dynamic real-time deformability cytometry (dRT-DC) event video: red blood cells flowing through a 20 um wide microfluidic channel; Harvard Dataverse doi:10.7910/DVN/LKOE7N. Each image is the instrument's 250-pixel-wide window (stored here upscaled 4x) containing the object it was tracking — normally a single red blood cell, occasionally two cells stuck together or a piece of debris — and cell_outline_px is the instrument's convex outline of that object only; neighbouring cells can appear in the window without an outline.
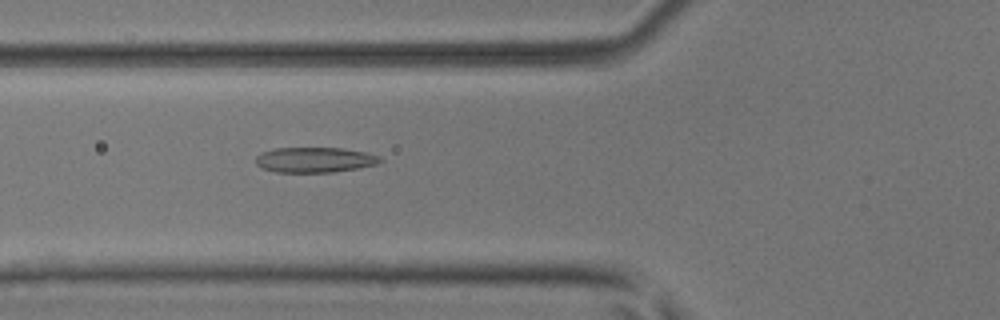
{"species": "common noctule bat (a hibernating species)", "species_latin": "Nyctalus noctula", "temperature_condition": "room temperature", "stored_images_in_passage": 39, "camera_frame_rate_fps": 3000, "um_per_image_px": 0.085, "animal": {"sex": "male", "body_mass_g": 17.9, "forearm_length_mm": 54.2}, "frame": {"image": 1, "passage_image": 6, "time_ms": 1.667, "image_size_px": [1000, 320], "cell_outline_px": [[384, 160], [376, 164], [356, 168], [332, 172], [276, 172], [260, 168], [256, 164], [256, 156], [260, 152], [276, 148], [344, 148], [368, 152], [380, 156]], "centroid_in_image_um": [26.74, 13.58], "position_along_channel_um": 99.1, "area_um2": 18.44}}
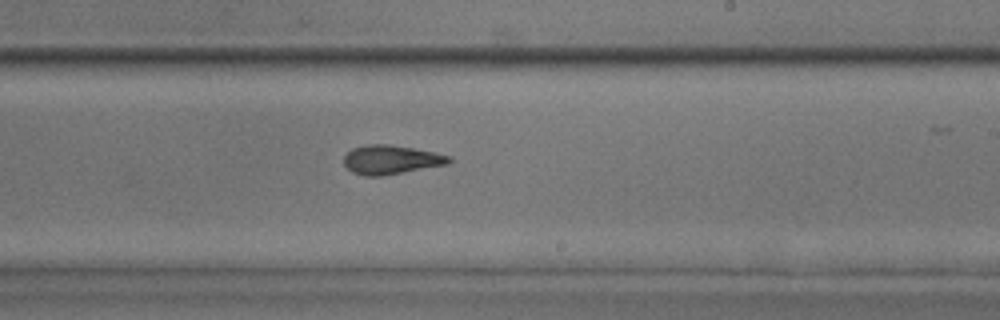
{"frame": {"image": 2, "passage_image": 18, "time_ms": 5.667, "image_size_px": [1000, 320], "cell_outline_px": [[452, 160], [448, 164], [380, 176], [364, 176], [352, 172], [344, 164], [344, 156], [352, 148], [364, 144], [388, 144], [412, 148], [452, 156]], "centroid_in_image_um": [33.21, 13.57], "position_along_channel_um": 255.8, "area_um2": 17.69}}
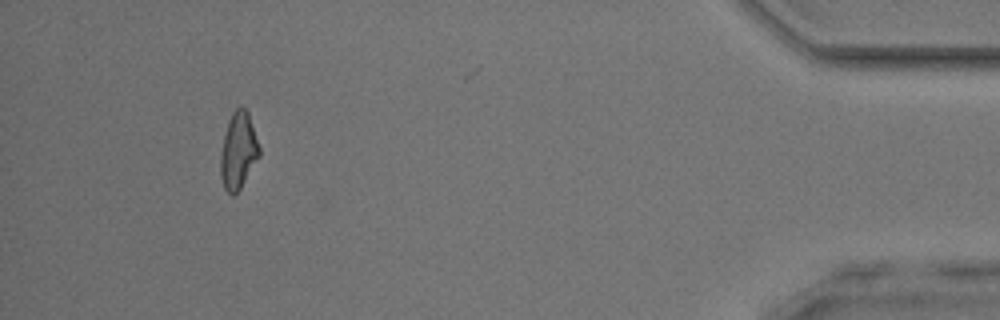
{"frame": {"image": 3, "passage_image": 35, "time_ms": 11.333, "image_size_px": [1000, 320], "cell_outline_px": [[260, 156], [240, 188], [232, 196], [224, 188], [220, 176], [220, 156], [224, 136], [228, 120], [232, 112], [236, 108], [244, 108], [248, 112], [260, 148]], "centroid_in_image_um": [20.25, 12.82], "position_along_channel_um": 415.0, "area_um2": 17.17}, "authors_computed_cell_mechanics": {"area_um2": 17.4556, "velocity_mm_per_s": 3.9264, "shape_relaxation_time_tau1_ms": 10.4343, "shape_relaxation_time_tau2_ms": 2.6144, "deformation_change_tau1": 0.275, "deformation_change_tau2": 0.0998}}